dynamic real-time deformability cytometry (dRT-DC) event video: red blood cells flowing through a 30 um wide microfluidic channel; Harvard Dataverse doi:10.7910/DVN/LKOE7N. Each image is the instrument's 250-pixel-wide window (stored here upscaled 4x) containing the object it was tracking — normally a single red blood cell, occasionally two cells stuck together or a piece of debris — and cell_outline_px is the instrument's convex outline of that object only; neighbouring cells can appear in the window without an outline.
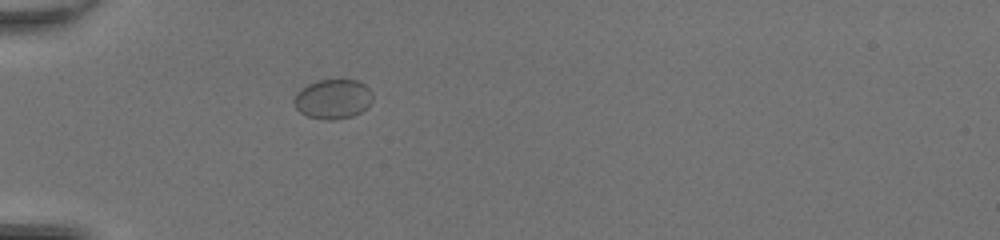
{"species": "common noctule bat (a hibernating species)", "species_latin": "Nyctalus noctula", "temperature_condition": "room temperature", "stored_images_in_passage": 34, "camera_frame_rate_fps": 3000, "um_per_image_px": 0.085, "animal": {"sex": "female", "body_mass_g": 20.0, "forearm_length_mm": 54.0}, "frame": {"image": 1, "passage_image": 1, "time_ms": 0.0, "image_size_px": [1000, 240], "cell_outline_px": [[372, 100], [360, 112], [352, 116], [332, 120], [328, 120], [308, 116], [300, 112], [296, 108], [292, 100], [296, 92], [308, 84], [316, 80], [356, 80], [364, 84], [372, 92]], "centroid_in_image_um": [28.26, 8.41], "position_along_channel_um": 56.7, "area_um2": 18.03}}
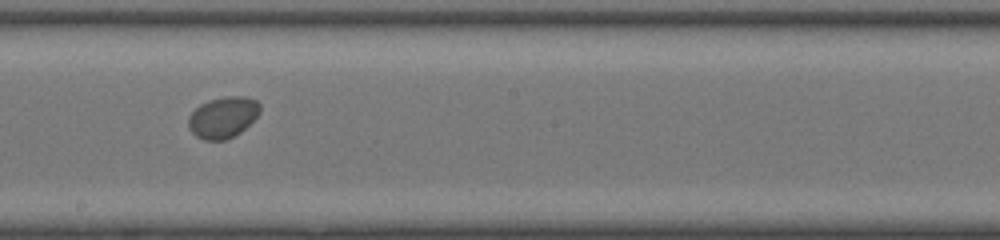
{"frame": {"image": 2, "passage_image": 14, "time_ms": 4.333, "image_size_px": [1000, 240], "cell_outline_px": [[260, 112], [240, 132], [224, 140], [204, 140], [196, 136], [188, 128], [188, 116], [200, 104], [208, 100], [224, 96], [244, 96], [256, 100], [260, 104]], "centroid_in_image_um": [18.93, 9.96], "position_along_channel_um": 229.3, "area_um2": 17.11}}
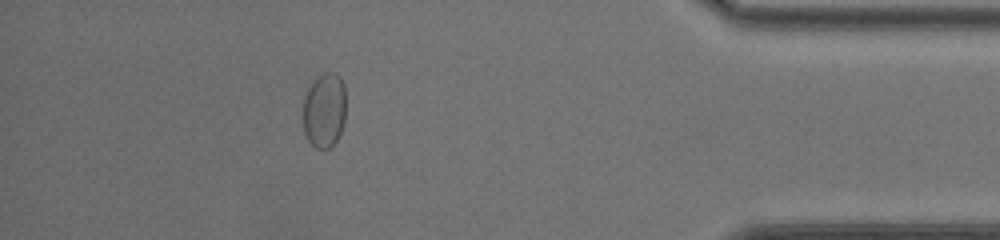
{"frame": {"image": 3, "passage_image": 29, "time_ms": 9.333, "image_size_px": [1000, 240], "cell_outline_px": [[344, 120], [340, 132], [336, 140], [328, 148], [316, 148], [308, 140], [304, 132], [304, 96], [308, 88], [324, 72], [336, 72], [340, 76], [344, 84]], "centroid_in_image_um": [27.57, 9.35], "position_along_channel_um": 407.6, "area_um2": 18.38}, "authors_computed_cell_mechanics": {"area_um2": 17.5134, "velocity_mm_per_s": 4.3076, "shape_relaxation_time_tau1_ms": 3.1089, "shape_relaxation_time_tau2_ms": null, "deformation_change_tau1": 0.0478, "deformation_change_tau2": null}}